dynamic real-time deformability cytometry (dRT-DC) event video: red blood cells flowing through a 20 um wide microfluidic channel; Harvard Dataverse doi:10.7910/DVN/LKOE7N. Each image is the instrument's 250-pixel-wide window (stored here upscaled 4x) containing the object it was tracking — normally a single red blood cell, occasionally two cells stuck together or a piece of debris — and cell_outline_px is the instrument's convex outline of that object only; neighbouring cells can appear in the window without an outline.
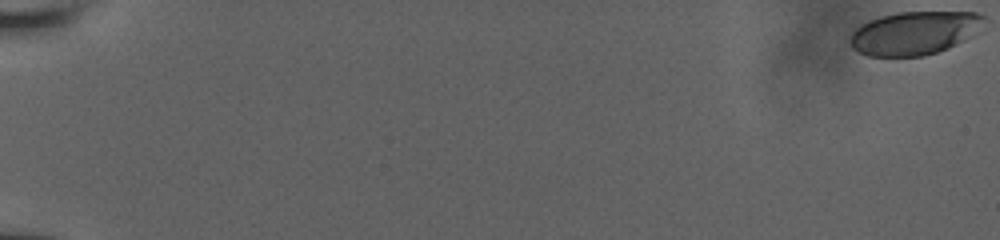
{"species": "human", "species_latin": "Homo sapiens", "temperature_condition": "room temperature", "stored_images_in_passage": 57, "camera_frame_rate_fps": 3000, "um_per_image_px": 0.085, "donor": {"sex": "male"}, "frame": {"image": 1, "passage_image": 1, "time_ms": 0.0, "image_size_px": [1000, 240], "cell_outline_px": [[984, 16], [956, 44], [948, 48], [924, 56], [868, 56], [852, 48], [852, 32], [856, 28], [880, 16], [900, 12], [976, 12]], "centroid_in_image_um": [77.59, 2.81], "position_along_channel_um": 7.4, "area_um2": 32.31}}
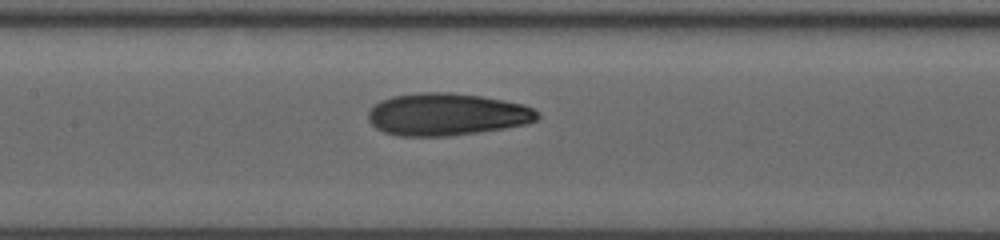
{"frame": {"image": 2, "passage_image": 31, "time_ms": 10.0, "image_size_px": [1000, 240], "cell_outline_px": [[540, 116], [536, 120], [524, 124], [504, 128], [448, 136], [400, 136], [384, 132], [376, 128], [368, 120], [368, 112], [380, 100], [392, 96], [420, 92], [448, 92], [480, 96], [504, 100], [524, 104], [540, 112]], "centroid_in_image_um": [37.97, 9.71], "position_along_channel_um": 169.4, "area_um2": 41.67}}
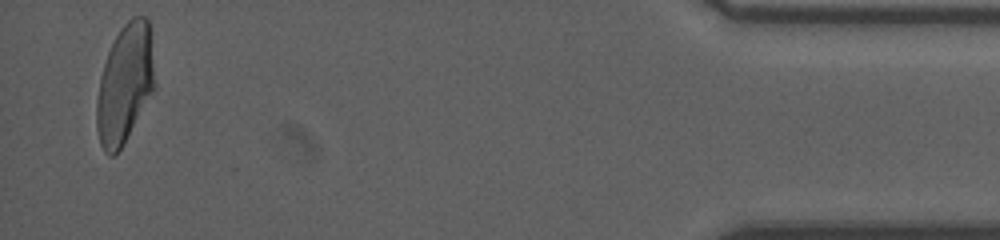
{"frame": {"image": 3, "passage_image": 56, "time_ms": 18.333, "image_size_px": [1000, 240], "cell_outline_px": [[156, 88], [120, 148], [112, 156], [108, 156], [104, 152], [100, 144], [96, 128], [96, 100], [100, 76], [108, 52], [120, 28], [132, 16], [148, 16], [152, 32], [156, 84]], "centroid_in_image_um": [10.64, 7.07], "position_along_channel_um": 424.6, "area_um2": 40.81}, "authors_computed_cell_mechanics": {"area_um2": 39.8242, "velocity_mm_per_s": 3.9225, "shape_relaxation_time_tau1_ms": 7.0672, "shape_relaxation_time_tau2_ms": 1.5598, "deformation_change_tau1": 0.2122, "deformation_change_tau2": 0.0816}}